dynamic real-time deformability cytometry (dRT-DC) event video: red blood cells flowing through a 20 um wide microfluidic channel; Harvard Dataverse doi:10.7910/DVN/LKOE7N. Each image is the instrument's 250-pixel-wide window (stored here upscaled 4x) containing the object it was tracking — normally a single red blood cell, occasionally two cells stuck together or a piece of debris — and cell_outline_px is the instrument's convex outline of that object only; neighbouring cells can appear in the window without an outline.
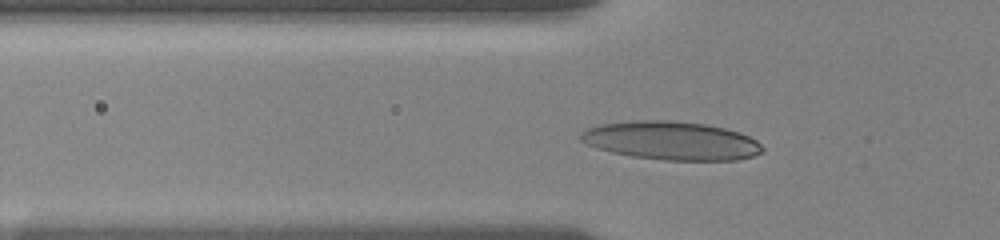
{"species": "human", "species_latin": "Homo sapiens", "temperature_condition": "room temperature", "stored_images_in_passage": 58, "camera_frame_rate_fps": 3000, "um_per_image_px": 0.085, "donor": {"sex": "female"}, "frame": {"image": 1, "passage_image": 2, "time_ms": 0.333, "image_size_px": [1000, 240], "cell_outline_px": [[764, 152], [752, 156], [736, 160], [664, 160], [632, 156], [612, 152], [596, 148], [580, 140], [580, 132], [588, 128], [600, 124], [636, 120], [672, 120], [704, 124], [724, 128], [740, 132], [756, 140], [764, 148]], "centroid_in_image_um": [57.06, 11.95], "position_along_channel_um": 68.7, "area_um2": 40.75}}
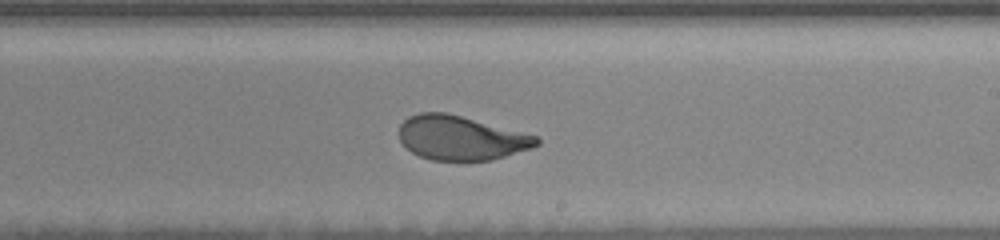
{"frame": {"image": 2, "passage_image": 33, "time_ms": 5.333, "image_size_px": [1000, 240], "cell_outline_px": [[540, 144], [532, 148], [492, 160], [432, 160], [420, 156], [412, 152], [400, 140], [400, 124], [408, 116], [420, 112], [448, 112], [536, 136], [540, 140]], "centroid_in_image_um": [39.17, 11.71], "position_along_channel_um": 249.8, "area_um2": 35.26}}
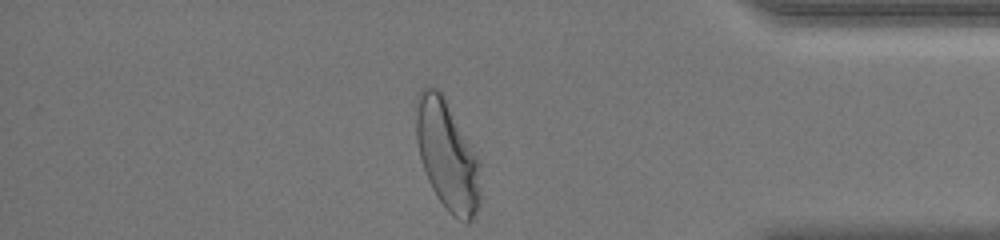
{"frame": {"image": 3, "passage_image": 58, "time_ms": 10.0, "image_size_px": [1000, 240], "cell_outline_px": [[480, 204], [472, 220], [468, 224], [452, 216], [448, 212], [436, 196], [428, 180], [420, 156], [416, 136], [416, 96], [420, 88], [424, 84], [436, 88], [444, 96], [480, 160]], "centroid_in_image_um": [38.02, 13.2], "position_along_channel_um": 397.2, "area_um2": 41.56}, "authors_computed_cell_mechanics": {"area_um2": 36.8186, "velocity_mm_per_s": 3.6398, "shape_relaxation_time_tau1_ms": 3.8485, "shape_relaxation_time_tau2_ms": null, "deformation_change_tau1": 0.1915, "deformation_change_tau2": null}}